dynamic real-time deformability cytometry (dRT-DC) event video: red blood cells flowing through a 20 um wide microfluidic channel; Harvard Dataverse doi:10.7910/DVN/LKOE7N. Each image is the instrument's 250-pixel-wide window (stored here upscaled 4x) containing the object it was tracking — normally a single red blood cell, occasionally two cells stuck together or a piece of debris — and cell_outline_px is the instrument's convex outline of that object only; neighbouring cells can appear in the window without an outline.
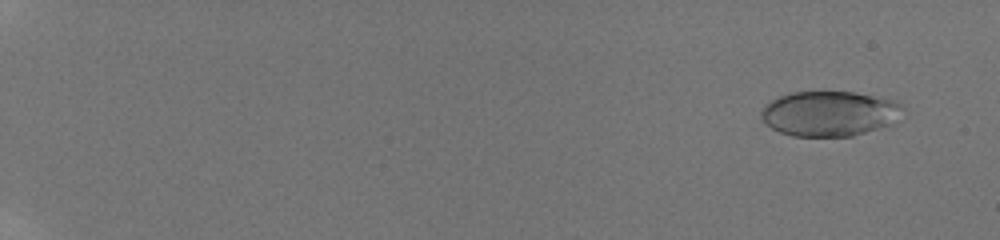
{"species": "human", "species_latin": "Homo sapiens", "temperature_condition": "room temperature", "stored_images_in_passage": 13, "camera_frame_rate_fps": 3000, "um_per_image_px": 0.085, "donor": {"sex": "male"}, "frame": {"image": 1, "passage_image": 2, "time_ms": 0.333, "image_size_px": [1000, 240], "cell_outline_px": [[904, 108], [892, 124], [852, 136], [792, 136], [780, 132], [764, 124], [760, 116], [760, 112], [764, 104], [780, 96], [792, 92], [856, 92], [880, 96], [900, 100]], "centroid_in_image_um": [70.51, 9.64], "position_along_channel_um": 14.5, "area_um2": 37.63}}
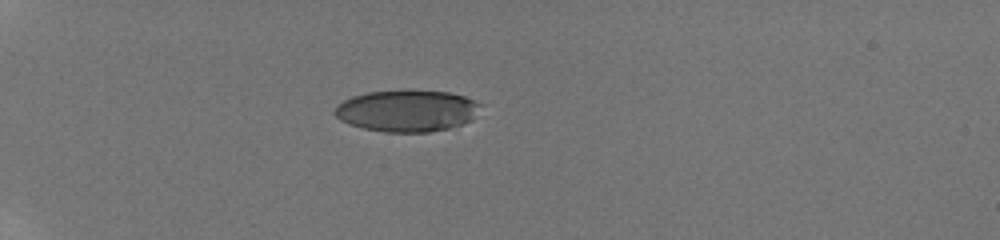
{"frame": {"image": 2, "passage_image": 8, "time_ms": 2.333, "image_size_px": [1000, 240], "cell_outline_px": [[484, 104], [472, 120], [448, 128], [428, 132], [384, 132], [364, 128], [348, 124], [340, 120], [332, 112], [344, 100], [352, 96], [368, 92], [408, 88], [448, 92], [464, 96]], "centroid_in_image_um": [34.62, 9.39], "position_along_channel_um": 50.4, "area_um2": 36.01}}
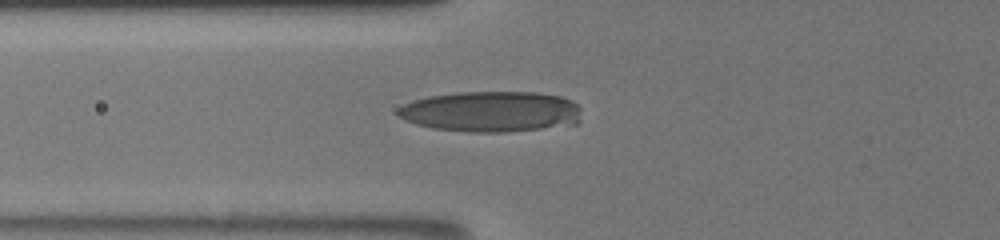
{"frame": {"image": 3, "passage_image": 12, "time_ms": 3.667, "image_size_px": [1000, 240], "cell_outline_px": [[580, 124], [504, 132], [472, 132], [432, 128], [416, 124], [404, 120], [396, 112], [404, 104], [428, 96], [456, 92], [536, 92], [560, 96], [572, 100], [580, 104]], "centroid_in_image_um": [41.8, 9.48], "position_along_channel_um": 84.0, "area_um2": 43.75}}